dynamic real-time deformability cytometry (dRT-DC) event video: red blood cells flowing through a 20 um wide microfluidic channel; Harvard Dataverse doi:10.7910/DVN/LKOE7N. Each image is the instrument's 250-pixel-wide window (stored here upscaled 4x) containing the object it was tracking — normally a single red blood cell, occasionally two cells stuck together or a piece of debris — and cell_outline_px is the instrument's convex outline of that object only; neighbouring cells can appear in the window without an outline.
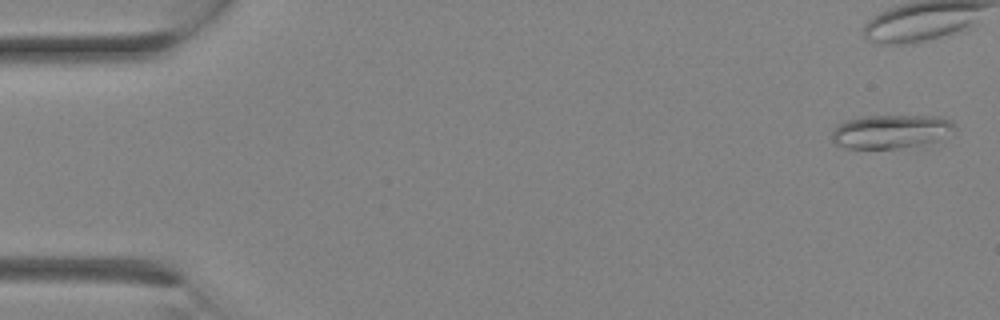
{"species": "Egyptian fruit bat (a non-hibernating species)", "species_latin": "Rousettus aegyptiacus", "temperature_condition": "room temperature", "stored_images_in_passage": 11, "camera_frame_rate_fps": 3000, "um_per_image_px": 0.085, "animal": {"sex": "female"}, "frame": {"image": 1, "passage_image": 1, "time_ms": 0.0, "image_size_px": [1000, 320], "cell_outline_px": [[956, 128], [936, 140], [920, 144], [896, 148], [848, 148], [836, 144], [832, 140], [832, 132], [844, 120], [864, 116], [940, 116], [952, 120]], "centroid_in_image_um": [75.7, 11.16], "position_along_channel_um": 9.3, "area_um2": 23.7}}